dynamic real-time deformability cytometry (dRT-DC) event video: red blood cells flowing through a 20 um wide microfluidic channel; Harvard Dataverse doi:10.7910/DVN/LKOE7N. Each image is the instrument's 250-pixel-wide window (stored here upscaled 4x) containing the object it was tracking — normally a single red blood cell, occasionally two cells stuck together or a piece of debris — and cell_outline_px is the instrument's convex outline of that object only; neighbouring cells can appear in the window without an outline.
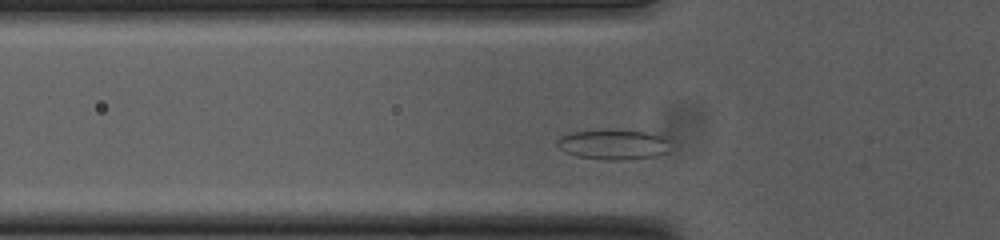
{"species": "common noctule bat (a hibernating species)", "species_latin": "Nyctalus noctula", "temperature_condition": "cold", "stored_images_in_passage": 34, "camera_frame_rate_fps": 3000, "um_per_image_px": 0.085, "animal": {"sex": "female", "body_mass_g": 23.0, "forearm_length_mm": 53.4}, "frame": {"image": 1, "passage_image": 7, "time_ms": 2.0, "image_size_px": [1000, 240], "cell_outline_px": [[668, 140], [664, 152], [656, 156], [620, 160], [604, 160], [576, 156], [564, 152], [556, 144], [556, 140], [560, 136], [572, 132], [644, 132], [660, 136]], "centroid_in_image_um": [52.04, 12.33], "position_along_channel_um": 73.8, "area_um2": 18.84}}
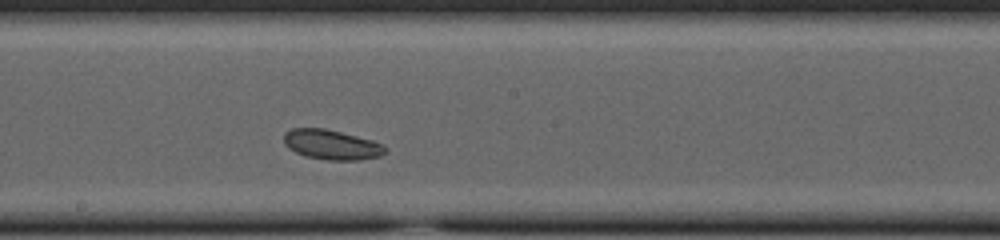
{"frame": {"image": 2, "passage_image": 19, "time_ms": 6.0, "image_size_px": [1000, 240], "cell_outline_px": [[388, 152], [380, 156], [360, 160], [328, 160], [304, 156], [288, 148], [284, 144], [284, 132], [292, 128], [324, 128], [372, 140], [384, 144], [388, 148]], "centroid_in_image_um": [28.21, 12.3], "position_along_channel_um": 220.0, "area_um2": 17.8}}
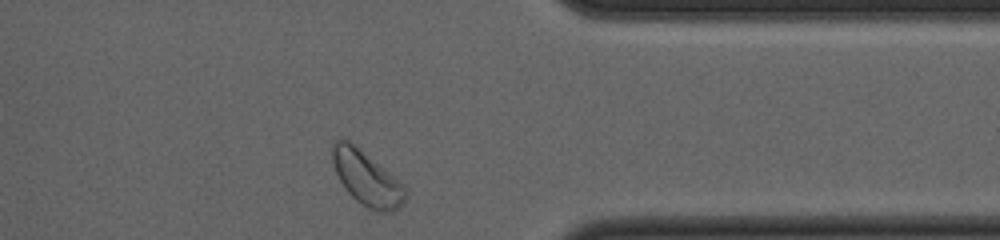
{"frame": {"image": 3, "passage_image": 33, "time_ms": 10.667, "image_size_px": [1000, 240], "cell_outline_px": [[408, 196], [404, 204], [392, 212], [376, 212], [368, 208], [356, 200], [348, 192], [340, 180], [332, 164], [332, 144], [336, 140], [348, 140], [388, 172], [404, 188]], "centroid_in_image_um": [31.16, 15.2], "position_along_channel_um": 380.2, "area_um2": 22.48}}